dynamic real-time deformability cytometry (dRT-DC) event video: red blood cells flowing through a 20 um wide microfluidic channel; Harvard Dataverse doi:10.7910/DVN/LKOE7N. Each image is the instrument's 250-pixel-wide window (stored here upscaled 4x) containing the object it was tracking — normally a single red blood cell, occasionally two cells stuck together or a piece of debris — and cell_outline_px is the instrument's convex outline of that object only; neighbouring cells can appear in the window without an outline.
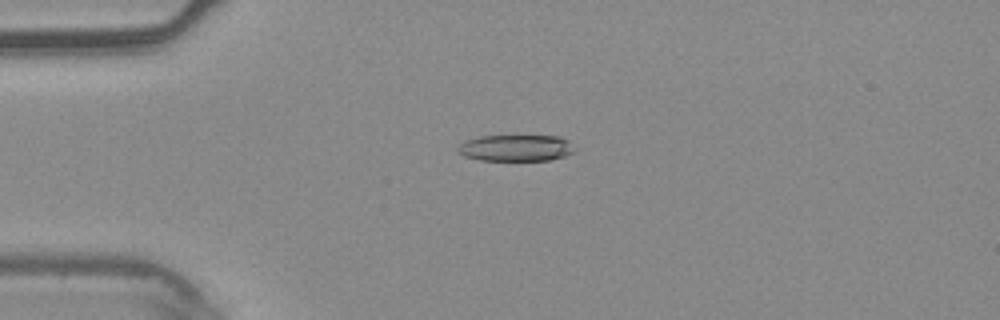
{"species": "common noctule bat (a hibernating species)", "species_latin": "Nyctalus noctula", "temperature_condition": "warm", "stored_images_in_passage": 5, "camera_frame_rate_fps": 3000, "um_per_image_px": 0.085, "animal": {"sex": "male", "body_mass_g": 20.4}, "frame": {"image": 1, "passage_image": 3, "time_ms": 0.667, "image_size_px": [1000, 320], "cell_outline_px": [[576, 148], [572, 152], [564, 156], [548, 160], [480, 160], [464, 156], [456, 148], [464, 140], [480, 136], [560, 136], [568, 140]], "centroid_in_image_um": [43.85, 12.57], "position_along_channel_um": 41.2, "area_um2": 17.98}}